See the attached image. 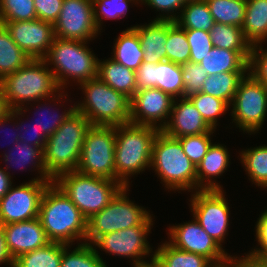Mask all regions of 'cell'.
<instances>
[{"instance_id": "6da1fadb", "label": "cell", "mask_w": 267, "mask_h": 267, "mask_svg": "<svg viewBox=\"0 0 267 267\" xmlns=\"http://www.w3.org/2000/svg\"><path fill=\"white\" fill-rule=\"evenodd\" d=\"M0 87L10 110L24 109L23 106L27 102L29 105L30 101L40 102L42 99H59L61 102L60 100L67 96L59 92L61 89L44 59H31L16 72L5 76L0 81ZM56 92L58 94H54Z\"/></svg>"}, {"instance_id": "7a4b0ae2", "label": "cell", "mask_w": 267, "mask_h": 267, "mask_svg": "<svg viewBox=\"0 0 267 267\" xmlns=\"http://www.w3.org/2000/svg\"><path fill=\"white\" fill-rule=\"evenodd\" d=\"M39 219L51 242L69 245L75 240H85L86 243L87 219L54 182L42 196Z\"/></svg>"}, {"instance_id": "3957f363", "label": "cell", "mask_w": 267, "mask_h": 267, "mask_svg": "<svg viewBox=\"0 0 267 267\" xmlns=\"http://www.w3.org/2000/svg\"><path fill=\"white\" fill-rule=\"evenodd\" d=\"M91 123L76 109L62 125L47 138L44 164L47 175L54 181L60 174L76 170L82 145Z\"/></svg>"}, {"instance_id": "277c9868", "label": "cell", "mask_w": 267, "mask_h": 267, "mask_svg": "<svg viewBox=\"0 0 267 267\" xmlns=\"http://www.w3.org/2000/svg\"><path fill=\"white\" fill-rule=\"evenodd\" d=\"M159 129L131 123L115 126V181L129 187V178L150 168L152 145Z\"/></svg>"}, {"instance_id": "5b68a950", "label": "cell", "mask_w": 267, "mask_h": 267, "mask_svg": "<svg viewBox=\"0 0 267 267\" xmlns=\"http://www.w3.org/2000/svg\"><path fill=\"white\" fill-rule=\"evenodd\" d=\"M150 167L155 169L166 188L197 191L196 167L185 155L179 139L161 130L153 141Z\"/></svg>"}, {"instance_id": "8992f818", "label": "cell", "mask_w": 267, "mask_h": 267, "mask_svg": "<svg viewBox=\"0 0 267 267\" xmlns=\"http://www.w3.org/2000/svg\"><path fill=\"white\" fill-rule=\"evenodd\" d=\"M88 42L55 37L47 56L44 58L60 89L69 84L68 78L79 85L97 77L99 59L87 47ZM62 87V88H61Z\"/></svg>"}, {"instance_id": "52a82bcc", "label": "cell", "mask_w": 267, "mask_h": 267, "mask_svg": "<svg viewBox=\"0 0 267 267\" xmlns=\"http://www.w3.org/2000/svg\"><path fill=\"white\" fill-rule=\"evenodd\" d=\"M84 100L75 109L92 125L119 126L129 123L130 98L115 91L98 77L80 84Z\"/></svg>"}, {"instance_id": "ba28073f", "label": "cell", "mask_w": 267, "mask_h": 267, "mask_svg": "<svg viewBox=\"0 0 267 267\" xmlns=\"http://www.w3.org/2000/svg\"><path fill=\"white\" fill-rule=\"evenodd\" d=\"M88 220L107 206L124 187L120 182L76 170L60 174L53 181Z\"/></svg>"}, {"instance_id": "9c48e42d", "label": "cell", "mask_w": 267, "mask_h": 267, "mask_svg": "<svg viewBox=\"0 0 267 267\" xmlns=\"http://www.w3.org/2000/svg\"><path fill=\"white\" fill-rule=\"evenodd\" d=\"M129 187H123L111 202L87 220L86 243L93 244L100 236L140 224H153L149 211L127 198Z\"/></svg>"}, {"instance_id": "30bf717a", "label": "cell", "mask_w": 267, "mask_h": 267, "mask_svg": "<svg viewBox=\"0 0 267 267\" xmlns=\"http://www.w3.org/2000/svg\"><path fill=\"white\" fill-rule=\"evenodd\" d=\"M115 126L91 125L76 171L115 180Z\"/></svg>"}, {"instance_id": "8fae6325", "label": "cell", "mask_w": 267, "mask_h": 267, "mask_svg": "<svg viewBox=\"0 0 267 267\" xmlns=\"http://www.w3.org/2000/svg\"><path fill=\"white\" fill-rule=\"evenodd\" d=\"M231 105L237 127L255 134L267 116V86L248 72L240 80Z\"/></svg>"}, {"instance_id": "7c38bea8", "label": "cell", "mask_w": 267, "mask_h": 267, "mask_svg": "<svg viewBox=\"0 0 267 267\" xmlns=\"http://www.w3.org/2000/svg\"><path fill=\"white\" fill-rule=\"evenodd\" d=\"M53 180H40V176L13 188L0 199V224L6 225L39 217L40 202Z\"/></svg>"}, {"instance_id": "4fadbf2b", "label": "cell", "mask_w": 267, "mask_h": 267, "mask_svg": "<svg viewBox=\"0 0 267 267\" xmlns=\"http://www.w3.org/2000/svg\"><path fill=\"white\" fill-rule=\"evenodd\" d=\"M224 194V190H198L190 199L193 217L221 247L230 221L229 206Z\"/></svg>"}, {"instance_id": "5bb4252c", "label": "cell", "mask_w": 267, "mask_h": 267, "mask_svg": "<svg viewBox=\"0 0 267 267\" xmlns=\"http://www.w3.org/2000/svg\"><path fill=\"white\" fill-rule=\"evenodd\" d=\"M53 28L55 37L85 42L101 32L95 25L92 0H63Z\"/></svg>"}, {"instance_id": "9a60e30c", "label": "cell", "mask_w": 267, "mask_h": 267, "mask_svg": "<svg viewBox=\"0 0 267 267\" xmlns=\"http://www.w3.org/2000/svg\"><path fill=\"white\" fill-rule=\"evenodd\" d=\"M152 225L140 224L139 226L108 233L100 236L92 245L106 253L132 258L133 266L139 267L146 262L142 258L153 252L146 238Z\"/></svg>"}, {"instance_id": "2e32d148", "label": "cell", "mask_w": 267, "mask_h": 267, "mask_svg": "<svg viewBox=\"0 0 267 267\" xmlns=\"http://www.w3.org/2000/svg\"><path fill=\"white\" fill-rule=\"evenodd\" d=\"M173 102L174 98L160 89L138 90L130 99L129 123L162 130L168 122ZM158 121L161 122L157 125Z\"/></svg>"}, {"instance_id": "e0dca14e", "label": "cell", "mask_w": 267, "mask_h": 267, "mask_svg": "<svg viewBox=\"0 0 267 267\" xmlns=\"http://www.w3.org/2000/svg\"><path fill=\"white\" fill-rule=\"evenodd\" d=\"M168 234L171 245L183 251L202 255L214 265L227 260L228 253L204 231L195 218L193 221L169 227Z\"/></svg>"}, {"instance_id": "ac0fdd59", "label": "cell", "mask_w": 267, "mask_h": 267, "mask_svg": "<svg viewBox=\"0 0 267 267\" xmlns=\"http://www.w3.org/2000/svg\"><path fill=\"white\" fill-rule=\"evenodd\" d=\"M0 23L31 59H44L47 56L55 38L52 23L40 19Z\"/></svg>"}, {"instance_id": "d6986e66", "label": "cell", "mask_w": 267, "mask_h": 267, "mask_svg": "<svg viewBox=\"0 0 267 267\" xmlns=\"http://www.w3.org/2000/svg\"><path fill=\"white\" fill-rule=\"evenodd\" d=\"M3 231L7 250L13 260L51 242L39 217L3 225Z\"/></svg>"}, {"instance_id": "ffe728a7", "label": "cell", "mask_w": 267, "mask_h": 267, "mask_svg": "<svg viewBox=\"0 0 267 267\" xmlns=\"http://www.w3.org/2000/svg\"><path fill=\"white\" fill-rule=\"evenodd\" d=\"M177 99L174 98L169 120L161 131L174 138L214 133L188 97H181L180 103Z\"/></svg>"}, {"instance_id": "44dd1931", "label": "cell", "mask_w": 267, "mask_h": 267, "mask_svg": "<svg viewBox=\"0 0 267 267\" xmlns=\"http://www.w3.org/2000/svg\"><path fill=\"white\" fill-rule=\"evenodd\" d=\"M251 50L213 47L199 63L208 75L224 72H248Z\"/></svg>"}, {"instance_id": "7402d4cb", "label": "cell", "mask_w": 267, "mask_h": 267, "mask_svg": "<svg viewBox=\"0 0 267 267\" xmlns=\"http://www.w3.org/2000/svg\"><path fill=\"white\" fill-rule=\"evenodd\" d=\"M229 152L224 145L212 143L202 161L196 167L197 190H222L212 177L221 176L229 166ZM206 180V183H205Z\"/></svg>"}, {"instance_id": "603a6c76", "label": "cell", "mask_w": 267, "mask_h": 267, "mask_svg": "<svg viewBox=\"0 0 267 267\" xmlns=\"http://www.w3.org/2000/svg\"><path fill=\"white\" fill-rule=\"evenodd\" d=\"M141 47L143 62L157 64L166 60L167 20H152L149 24L135 25Z\"/></svg>"}, {"instance_id": "cb8c5ba5", "label": "cell", "mask_w": 267, "mask_h": 267, "mask_svg": "<svg viewBox=\"0 0 267 267\" xmlns=\"http://www.w3.org/2000/svg\"><path fill=\"white\" fill-rule=\"evenodd\" d=\"M97 77L115 91L125 94L130 99L137 91L135 71L115 62L112 58L98 62Z\"/></svg>"}, {"instance_id": "d4e9b609", "label": "cell", "mask_w": 267, "mask_h": 267, "mask_svg": "<svg viewBox=\"0 0 267 267\" xmlns=\"http://www.w3.org/2000/svg\"><path fill=\"white\" fill-rule=\"evenodd\" d=\"M242 30L251 46L267 40V0H247Z\"/></svg>"}, {"instance_id": "484cf974", "label": "cell", "mask_w": 267, "mask_h": 267, "mask_svg": "<svg viewBox=\"0 0 267 267\" xmlns=\"http://www.w3.org/2000/svg\"><path fill=\"white\" fill-rule=\"evenodd\" d=\"M113 48L111 58L133 71H136L143 62V48L138 33L133 27L121 32Z\"/></svg>"}, {"instance_id": "4316f807", "label": "cell", "mask_w": 267, "mask_h": 267, "mask_svg": "<svg viewBox=\"0 0 267 267\" xmlns=\"http://www.w3.org/2000/svg\"><path fill=\"white\" fill-rule=\"evenodd\" d=\"M30 60L31 57L13 41L9 31L0 23V81Z\"/></svg>"}, {"instance_id": "83f0119b", "label": "cell", "mask_w": 267, "mask_h": 267, "mask_svg": "<svg viewBox=\"0 0 267 267\" xmlns=\"http://www.w3.org/2000/svg\"><path fill=\"white\" fill-rule=\"evenodd\" d=\"M154 252V258L163 267H213V263L206 257L180 250L169 242L159 245Z\"/></svg>"}, {"instance_id": "f1b7e54d", "label": "cell", "mask_w": 267, "mask_h": 267, "mask_svg": "<svg viewBox=\"0 0 267 267\" xmlns=\"http://www.w3.org/2000/svg\"><path fill=\"white\" fill-rule=\"evenodd\" d=\"M247 72H224L208 75L201 92L219 98L231 106L240 80Z\"/></svg>"}, {"instance_id": "f546056e", "label": "cell", "mask_w": 267, "mask_h": 267, "mask_svg": "<svg viewBox=\"0 0 267 267\" xmlns=\"http://www.w3.org/2000/svg\"><path fill=\"white\" fill-rule=\"evenodd\" d=\"M174 21L182 29H200L210 32L214 19L205 0L185 2Z\"/></svg>"}, {"instance_id": "4dcf8cb0", "label": "cell", "mask_w": 267, "mask_h": 267, "mask_svg": "<svg viewBox=\"0 0 267 267\" xmlns=\"http://www.w3.org/2000/svg\"><path fill=\"white\" fill-rule=\"evenodd\" d=\"M155 80L157 89L170 94L173 98L184 97L180 64L167 60L155 64Z\"/></svg>"}, {"instance_id": "1f68e13d", "label": "cell", "mask_w": 267, "mask_h": 267, "mask_svg": "<svg viewBox=\"0 0 267 267\" xmlns=\"http://www.w3.org/2000/svg\"><path fill=\"white\" fill-rule=\"evenodd\" d=\"M61 260L62 243L50 242L14 259L13 267H60Z\"/></svg>"}, {"instance_id": "d6a6232c", "label": "cell", "mask_w": 267, "mask_h": 267, "mask_svg": "<svg viewBox=\"0 0 267 267\" xmlns=\"http://www.w3.org/2000/svg\"><path fill=\"white\" fill-rule=\"evenodd\" d=\"M214 22L242 28L247 0H205Z\"/></svg>"}, {"instance_id": "836d02e7", "label": "cell", "mask_w": 267, "mask_h": 267, "mask_svg": "<svg viewBox=\"0 0 267 267\" xmlns=\"http://www.w3.org/2000/svg\"><path fill=\"white\" fill-rule=\"evenodd\" d=\"M70 246L62 243L60 267H108L92 244L79 243L71 253L68 252Z\"/></svg>"}, {"instance_id": "e575fe53", "label": "cell", "mask_w": 267, "mask_h": 267, "mask_svg": "<svg viewBox=\"0 0 267 267\" xmlns=\"http://www.w3.org/2000/svg\"><path fill=\"white\" fill-rule=\"evenodd\" d=\"M15 145H14V148L15 150L17 149V152L15 151V153L12 154V151L14 150L11 149V152L9 151L10 154L4 153L3 160L4 162H6V164L8 162H11L12 166L16 164L18 165L20 164L21 167H23V165L25 167V164L26 165L32 164L34 166L36 165L35 168L38 170L40 174V180H52L47 175V171H46L45 164H44V153L42 149L34 145H30V144L23 143L20 141L17 142Z\"/></svg>"}, {"instance_id": "d590c367", "label": "cell", "mask_w": 267, "mask_h": 267, "mask_svg": "<svg viewBox=\"0 0 267 267\" xmlns=\"http://www.w3.org/2000/svg\"><path fill=\"white\" fill-rule=\"evenodd\" d=\"M240 158L250 180L258 187L267 188V145L242 151Z\"/></svg>"}, {"instance_id": "8d00e7d4", "label": "cell", "mask_w": 267, "mask_h": 267, "mask_svg": "<svg viewBox=\"0 0 267 267\" xmlns=\"http://www.w3.org/2000/svg\"><path fill=\"white\" fill-rule=\"evenodd\" d=\"M212 44L228 50H252L242 28L233 25L214 23L210 30Z\"/></svg>"}, {"instance_id": "74e56055", "label": "cell", "mask_w": 267, "mask_h": 267, "mask_svg": "<svg viewBox=\"0 0 267 267\" xmlns=\"http://www.w3.org/2000/svg\"><path fill=\"white\" fill-rule=\"evenodd\" d=\"M166 60L176 64L190 61V46L186 29L180 28L175 22L167 20Z\"/></svg>"}, {"instance_id": "f35d334b", "label": "cell", "mask_w": 267, "mask_h": 267, "mask_svg": "<svg viewBox=\"0 0 267 267\" xmlns=\"http://www.w3.org/2000/svg\"><path fill=\"white\" fill-rule=\"evenodd\" d=\"M188 98L199 110L204 121L213 130L216 129L218 117L230 108L225 101L202 92L193 94Z\"/></svg>"}, {"instance_id": "ab89813d", "label": "cell", "mask_w": 267, "mask_h": 267, "mask_svg": "<svg viewBox=\"0 0 267 267\" xmlns=\"http://www.w3.org/2000/svg\"><path fill=\"white\" fill-rule=\"evenodd\" d=\"M37 19L34 0H0V22Z\"/></svg>"}, {"instance_id": "60d3db41", "label": "cell", "mask_w": 267, "mask_h": 267, "mask_svg": "<svg viewBox=\"0 0 267 267\" xmlns=\"http://www.w3.org/2000/svg\"><path fill=\"white\" fill-rule=\"evenodd\" d=\"M139 0H92L93 17L95 25L100 31L102 17L105 19H116L127 15L129 3H141Z\"/></svg>"}, {"instance_id": "b9f144b4", "label": "cell", "mask_w": 267, "mask_h": 267, "mask_svg": "<svg viewBox=\"0 0 267 267\" xmlns=\"http://www.w3.org/2000/svg\"><path fill=\"white\" fill-rule=\"evenodd\" d=\"M211 134L213 133H202L198 135H187L178 138L185 155L190 159L195 167L202 161L206 155L209 147L211 146Z\"/></svg>"}, {"instance_id": "7bdbcfd3", "label": "cell", "mask_w": 267, "mask_h": 267, "mask_svg": "<svg viewBox=\"0 0 267 267\" xmlns=\"http://www.w3.org/2000/svg\"><path fill=\"white\" fill-rule=\"evenodd\" d=\"M186 36L190 46V62L199 64L214 47L210 32L200 29H186Z\"/></svg>"}, {"instance_id": "ee69618b", "label": "cell", "mask_w": 267, "mask_h": 267, "mask_svg": "<svg viewBox=\"0 0 267 267\" xmlns=\"http://www.w3.org/2000/svg\"><path fill=\"white\" fill-rule=\"evenodd\" d=\"M184 97L201 92L204 80L208 77L203 67L198 63L187 62L181 64Z\"/></svg>"}, {"instance_id": "f6af8a7d", "label": "cell", "mask_w": 267, "mask_h": 267, "mask_svg": "<svg viewBox=\"0 0 267 267\" xmlns=\"http://www.w3.org/2000/svg\"><path fill=\"white\" fill-rule=\"evenodd\" d=\"M249 72L267 86V50L260 45L252 46Z\"/></svg>"}, {"instance_id": "bcb514c9", "label": "cell", "mask_w": 267, "mask_h": 267, "mask_svg": "<svg viewBox=\"0 0 267 267\" xmlns=\"http://www.w3.org/2000/svg\"><path fill=\"white\" fill-rule=\"evenodd\" d=\"M63 0H34L37 19L54 24L62 9Z\"/></svg>"}, {"instance_id": "7dc6e473", "label": "cell", "mask_w": 267, "mask_h": 267, "mask_svg": "<svg viewBox=\"0 0 267 267\" xmlns=\"http://www.w3.org/2000/svg\"><path fill=\"white\" fill-rule=\"evenodd\" d=\"M42 108H43V111L44 110H47V107L45 109L44 106L42 107L41 105H39L38 111L39 110H42ZM74 110H75V104L73 105V107L72 106L69 107L68 110H65L61 114H57V115L55 114V116L52 115V114L50 115V111L47 110L46 112L49 115L48 117L51 118L52 121L51 120L49 121V119H48L47 121L43 122L42 120L38 119L37 122L35 121L36 122L35 123V126L38 128V130L40 131V133H44L47 137H50L62 125V123L68 118V116L71 115V113Z\"/></svg>"}, {"instance_id": "c3c4849f", "label": "cell", "mask_w": 267, "mask_h": 267, "mask_svg": "<svg viewBox=\"0 0 267 267\" xmlns=\"http://www.w3.org/2000/svg\"><path fill=\"white\" fill-rule=\"evenodd\" d=\"M142 3L147 4L149 7H152V9H156L157 11L165 12L167 14H161L160 17H156L155 20H168V21H175L178 16H176L175 12L178 9H181L184 7L185 2L184 0H141ZM172 11V12H171ZM170 13V14H169ZM173 13V14H172Z\"/></svg>"}, {"instance_id": "681fc988", "label": "cell", "mask_w": 267, "mask_h": 267, "mask_svg": "<svg viewBox=\"0 0 267 267\" xmlns=\"http://www.w3.org/2000/svg\"><path fill=\"white\" fill-rule=\"evenodd\" d=\"M136 88L138 90L156 88L155 64L142 62L135 71Z\"/></svg>"}, {"instance_id": "f907efd6", "label": "cell", "mask_w": 267, "mask_h": 267, "mask_svg": "<svg viewBox=\"0 0 267 267\" xmlns=\"http://www.w3.org/2000/svg\"><path fill=\"white\" fill-rule=\"evenodd\" d=\"M225 263L229 267H267V259L264 255L247 253L243 258L229 255Z\"/></svg>"}, {"instance_id": "816d5d0a", "label": "cell", "mask_w": 267, "mask_h": 267, "mask_svg": "<svg viewBox=\"0 0 267 267\" xmlns=\"http://www.w3.org/2000/svg\"><path fill=\"white\" fill-rule=\"evenodd\" d=\"M256 238L260 245L259 248L251 250V253L257 255L267 254V209L261 213L256 223Z\"/></svg>"}, {"instance_id": "f5cc1de1", "label": "cell", "mask_w": 267, "mask_h": 267, "mask_svg": "<svg viewBox=\"0 0 267 267\" xmlns=\"http://www.w3.org/2000/svg\"><path fill=\"white\" fill-rule=\"evenodd\" d=\"M23 122H21V124L19 123L18 124V119H17V125H14V126H16L17 127V129H16V131H18V129H20V127H21V132H22V130H24V127L25 126H23ZM34 124V123H33ZM25 125V124H24ZM19 126V127H18ZM35 125H32V127H31V125L29 124V125H27V128L29 129H34V131L33 132H35V133H32L28 138H26V136L23 134H20V136H19V141L20 142H23V143H27V144H30V145H34V146H36V147H38V148H40V149H42L43 151H44V148H45V145H46V141H47V136L44 134V133H40V131L39 130H37V129H35V127H34ZM26 128V127H25ZM28 129H26L25 130V133H27V132H29L28 131ZM32 129V130H33ZM37 131V132H36ZM39 131V132H38ZM25 136V137H24Z\"/></svg>"}, {"instance_id": "db71d44e", "label": "cell", "mask_w": 267, "mask_h": 267, "mask_svg": "<svg viewBox=\"0 0 267 267\" xmlns=\"http://www.w3.org/2000/svg\"><path fill=\"white\" fill-rule=\"evenodd\" d=\"M8 169V166L0 168V199L8 193L12 186V177L10 172H7Z\"/></svg>"}, {"instance_id": "11a10c76", "label": "cell", "mask_w": 267, "mask_h": 267, "mask_svg": "<svg viewBox=\"0 0 267 267\" xmlns=\"http://www.w3.org/2000/svg\"><path fill=\"white\" fill-rule=\"evenodd\" d=\"M26 111H28V109H13V110H10V112L8 113V114H6L4 117H2V118H0V128L1 127H4L5 125L4 124H7V122H8V124L9 123H12L11 121H13L14 122V120L16 121V117L18 118V115L20 116L21 115V117H22V114H24ZM24 112V113H23ZM15 136H14V140H12V143L15 145L17 142H19V134L17 133V135L16 134H14Z\"/></svg>"}, {"instance_id": "9f6ffc18", "label": "cell", "mask_w": 267, "mask_h": 267, "mask_svg": "<svg viewBox=\"0 0 267 267\" xmlns=\"http://www.w3.org/2000/svg\"><path fill=\"white\" fill-rule=\"evenodd\" d=\"M2 263L9 264L10 267H13V259L6 247L3 225L0 224V264Z\"/></svg>"}, {"instance_id": "6f0895ef", "label": "cell", "mask_w": 267, "mask_h": 267, "mask_svg": "<svg viewBox=\"0 0 267 267\" xmlns=\"http://www.w3.org/2000/svg\"><path fill=\"white\" fill-rule=\"evenodd\" d=\"M10 112L6 99L4 98L3 90L0 87V118L4 117Z\"/></svg>"}, {"instance_id": "680465c9", "label": "cell", "mask_w": 267, "mask_h": 267, "mask_svg": "<svg viewBox=\"0 0 267 267\" xmlns=\"http://www.w3.org/2000/svg\"><path fill=\"white\" fill-rule=\"evenodd\" d=\"M153 255V256H152ZM150 257L151 261L149 263V261L143 263L141 266L139 267H163L155 258H154V254H152Z\"/></svg>"}, {"instance_id": "91938a15", "label": "cell", "mask_w": 267, "mask_h": 267, "mask_svg": "<svg viewBox=\"0 0 267 267\" xmlns=\"http://www.w3.org/2000/svg\"><path fill=\"white\" fill-rule=\"evenodd\" d=\"M213 267H229L225 262L218 265H213Z\"/></svg>"}, {"instance_id": "94428289", "label": "cell", "mask_w": 267, "mask_h": 267, "mask_svg": "<svg viewBox=\"0 0 267 267\" xmlns=\"http://www.w3.org/2000/svg\"><path fill=\"white\" fill-rule=\"evenodd\" d=\"M198 1V0H184V2Z\"/></svg>"}]
</instances>
